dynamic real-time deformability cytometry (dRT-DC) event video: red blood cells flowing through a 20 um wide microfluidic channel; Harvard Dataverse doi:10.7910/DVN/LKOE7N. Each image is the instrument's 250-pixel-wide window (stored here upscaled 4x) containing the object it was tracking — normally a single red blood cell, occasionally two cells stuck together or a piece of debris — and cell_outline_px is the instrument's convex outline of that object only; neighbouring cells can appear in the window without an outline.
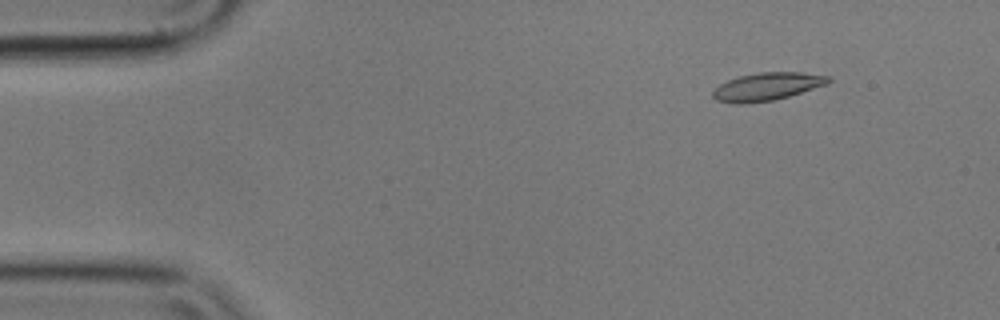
{"species": "common noctule bat (a hibernating species)", "species_latin": "Nyctalus noctula", "temperature_condition": "cold", "stored_images_in_passage": 8, "camera_frame_rate_fps": 3000, "um_per_image_px": 0.085, "animal": {"sex": "male", "body_mass_g": 17.9}, "frame": {"image": 1, "passage_image": 2, "time_ms": 0.333, "image_size_px": [1000, 320], "cell_outline_px": [[832, 80], [828, 84], [788, 96], [772, 100], [740, 104], [736, 104], [716, 100], [712, 96], [712, 92], [720, 84], [728, 80], [740, 76], [760, 72], [800, 72], [832, 76]], "centroid_in_image_um": [65.23, 7.35], "position_along_channel_um": 19.8, "area_um2": 18.67}}
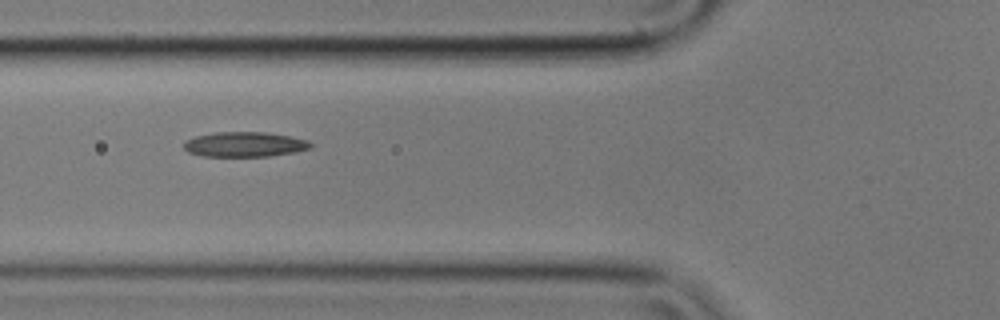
{"frame": {"image": 2, "passage_image": 6, "time_ms": 1.667, "image_size_px": [1000, 320], "cell_outline_px": [[312, 148], [296, 152], [268, 156], [204, 156], [188, 152], [184, 148], [184, 144], [188, 140], [196, 136], [216, 132], [264, 132], [288, 136], [308, 140], [312, 144]], "centroid_in_image_um": [20.83, 12.27], "position_along_channel_um": 105.0, "area_um2": 18.26}}
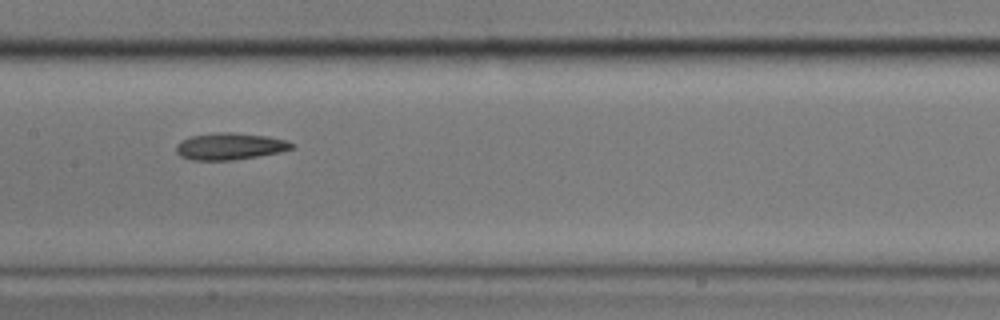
{"frame": {"image": 3, "passage_image": 8, "time_ms": 2.333, "image_size_px": [1000, 320], "cell_outline_px": [[296, 144], [292, 148], [280, 152], [232, 160], [192, 160], [180, 156], [176, 152], [176, 144], [192, 136], [220, 132], [232, 132], [268, 136], [284, 140]], "centroid_in_image_um": [19.54, 12.44], "position_along_channel_um": 187.9, "area_um2": 17.86}}